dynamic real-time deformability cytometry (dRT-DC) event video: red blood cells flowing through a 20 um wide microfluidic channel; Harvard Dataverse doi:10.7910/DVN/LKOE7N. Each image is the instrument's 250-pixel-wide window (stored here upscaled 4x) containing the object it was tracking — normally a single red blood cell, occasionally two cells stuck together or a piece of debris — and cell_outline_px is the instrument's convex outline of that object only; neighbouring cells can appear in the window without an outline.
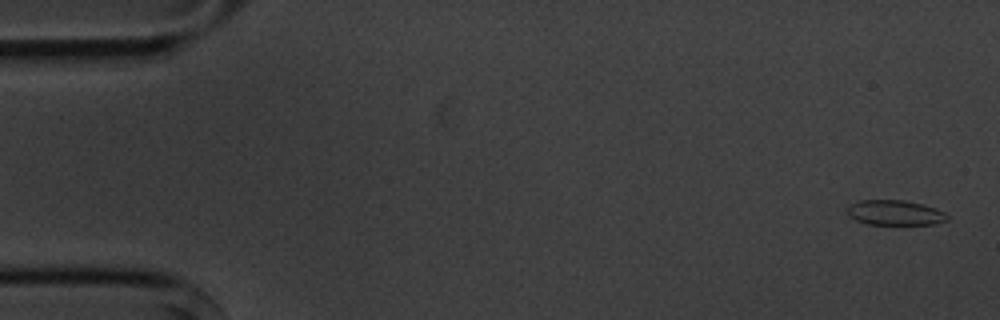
{"species": "common noctule bat (a hibernating species)", "species_latin": "Nyctalus noctula", "temperature_condition": "cold", "stored_images_in_passage": 5, "camera_frame_rate_fps": 3000, "um_per_image_px": 0.085, "animal": {"sex": "male", "body_mass_g": 20.1, "forearm_length_mm": 53.5}, "frame": {"image": 1, "passage_image": 1, "time_ms": 0.0, "image_size_px": [1000, 320], "cell_outline_px": [[948, 220], [936, 224], [868, 224], [856, 220], [848, 216], [848, 204], [860, 200], [904, 200], [936, 208], [944, 212], [948, 216]], "centroid_in_image_um": [76.06, 18.08], "position_along_channel_um": 8.9, "area_um2": 14.57}}
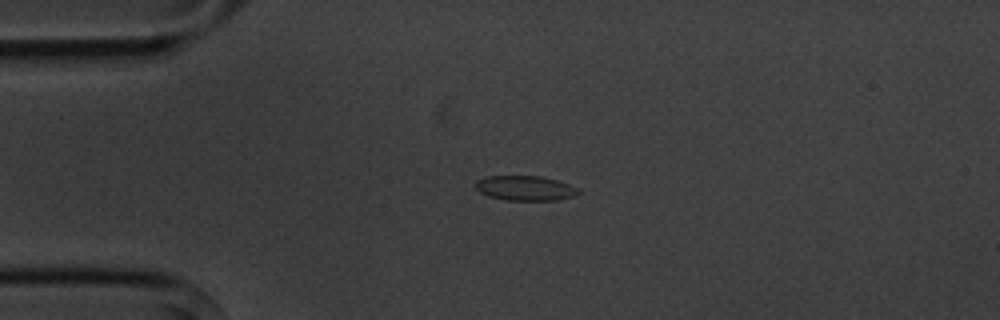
{"frame": {"image": 2, "passage_image": 4, "time_ms": 3.667, "image_size_px": [1000, 320], "cell_outline_px": [[580, 192], [572, 196], [556, 200], [508, 200], [488, 196], [480, 192], [476, 188], [476, 180], [484, 176], [540, 176], [556, 180], [580, 188]], "centroid_in_image_um": [44.63, 15.98], "position_along_channel_um": 40.4, "area_um2": 14.8}}